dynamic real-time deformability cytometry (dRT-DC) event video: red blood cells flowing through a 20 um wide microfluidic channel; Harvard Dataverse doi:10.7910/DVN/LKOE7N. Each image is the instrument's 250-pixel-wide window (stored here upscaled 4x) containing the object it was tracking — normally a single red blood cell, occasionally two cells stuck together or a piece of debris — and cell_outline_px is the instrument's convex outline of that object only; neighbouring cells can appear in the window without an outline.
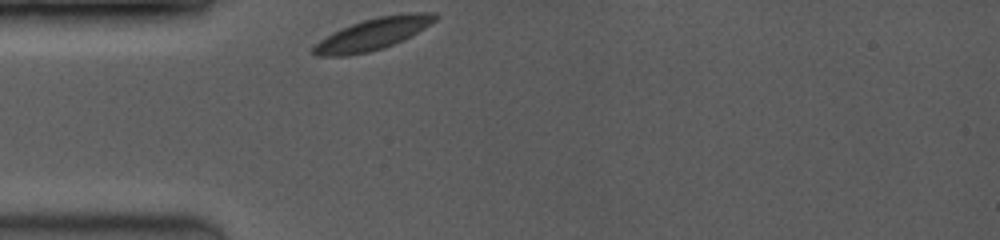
{"species": "common noctule bat (a hibernating species)", "species_latin": "Nyctalus noctula", "temperature_condition": "room temperature", "stored_images_in_passage": 23, "camera_frame_rate_fps": 3500, "um_per_image_px": 0.085, "animal": {"sex": "female", "body_mass_g": 19.0, "forearm_length_mm": 53.3}, "frame": {"image": 1, "passage_image": 1, "time_ms": 0.0, "image_size_px": [1000, 240], "cell_outline_px": [[440, 16], [436, 20], [424, 28], [384, 48], [368, 52], [348, 56], [316, 56], [312, 52], [312, 48], [320, 40], [332, 32], [352, 24], [376, 16], [408, 12], [436, 12]], "centroid_in_image_um": [31.7, 2.87], "position_along_channel_um": 53.3, "area_um2": 22.43}}
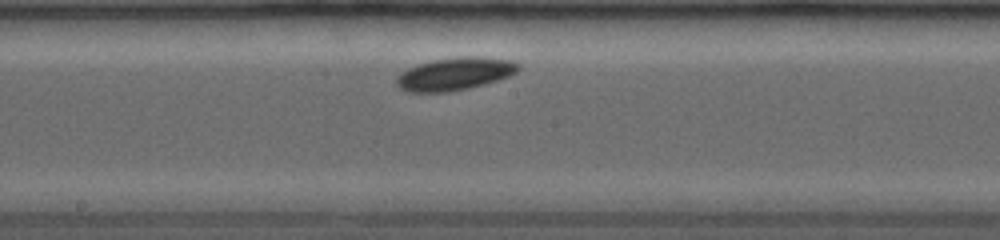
{"frame": {"image": 2, "passage_image": 12, "time_ms": 4.286, "image_size_px": [1000, 240], "cell_outline_px": [[520, 68], [516, 72], [508, 76], [484, 84], [468, 88], [448, 92], [404, 92], [396, 84], [396, 76], [400, 72], [416, 64], [432, 60], [460, 56], [480, 56], [512, 60], [520, 64]], "centroid_in_image_um": [38.62, 6.27], "position_along_channel_um": 209.6, "area_um2": 23.47}}
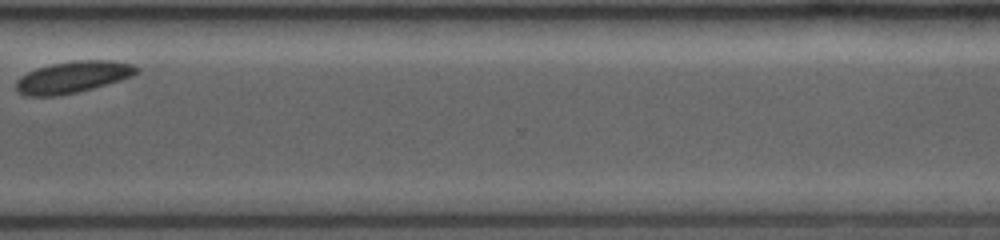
{"frame": {"image": 3, "passage_image": 23, "time_ms": 8.286, "image_size_px": [1000, 240], "cell_outline_px": [[140, 72], [132, 76], [120, 80], [92, 88], [76, 92], [56, 96], [28, 96], [20, 92], [16, 88], [16, 80], [20, 76], [36, 68], [52, 64], [76, 60], [112, 60], [132, 64], [140, 68]], "centroid_in_image_um": [6.22, 6.54], "position_along_channel_um": 364.4, "area_um2": 22.14}}